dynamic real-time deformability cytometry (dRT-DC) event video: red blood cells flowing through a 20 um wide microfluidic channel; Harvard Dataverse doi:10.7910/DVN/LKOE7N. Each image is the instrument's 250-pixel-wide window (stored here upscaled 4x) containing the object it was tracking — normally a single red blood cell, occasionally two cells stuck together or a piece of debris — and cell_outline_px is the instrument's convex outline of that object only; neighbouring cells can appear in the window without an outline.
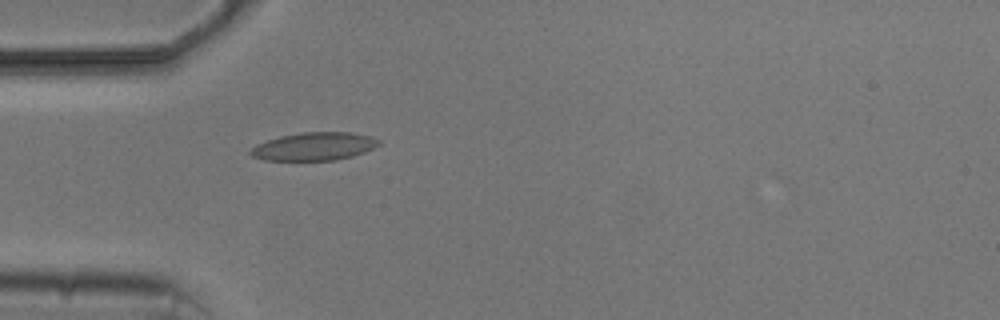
{"species": "common noctule bat (a hibernating species)", "species_latin": "Nyctalus noctula", "temperature_condition": "cold", "stored_images_in_passage": 1, "camera_frame_rate_fps": 3000, "um_per_image_px": 0.085, "animal": {"sex": "male", "body_mass_g": 20.5, "forearm_length_mm": 52.5}, "frame": {"image": 1, "passage_image": 1, "time_ms": 0.0, "image_size_px": [1000, 320], "cell_outline_px": [[380, 144], [364, 152], [352, 156], [336, 160], [264, 160], [252, 156], [248, 152], [256, 144], [280, 136], [300, 132], [352, 132], [372, 136], [380, 140]], "centroid_in_image_um": [26.71, 12.44], "position_along_channel_um": 58.3, "area_um2": 20.98}}